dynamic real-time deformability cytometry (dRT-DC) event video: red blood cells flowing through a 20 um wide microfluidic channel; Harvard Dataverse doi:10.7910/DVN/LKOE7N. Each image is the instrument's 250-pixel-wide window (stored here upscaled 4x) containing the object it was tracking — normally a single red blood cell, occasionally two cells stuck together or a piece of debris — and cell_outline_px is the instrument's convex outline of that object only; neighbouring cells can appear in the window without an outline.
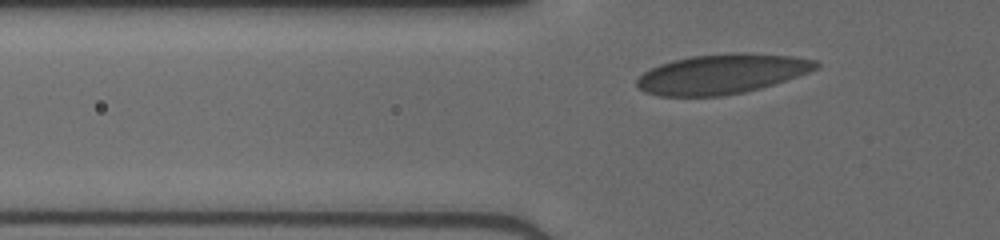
{"species": "human", "species_latin": "Homo sapiens", "temperature_condition": "cold", "stored_images_in_passage": 31, "camera_frame_rate_fps": 3000, "um_per_image_px": 0.085, "donor": {"sex": "male"}, "frame": {"image": 1, "passage_image": 6, "time_ms": 1.667, "image_size_px": [1000, 240], "cell_outline_px": [[820, 64], [816, 68], [808, 72], [760, 88], [744, 92], [720, 96], [660, 96], [644, 92], [636, 84], [636, 80], [644, 72], [660, 64], [672, 60], [692, 56], [732, 52], [744, 52], [792, 56], [816, 60]], "centroid_in_image_um": [61.33, 6.28], "position_along_channel_um": 64.5, "area_um2": 41.27}}
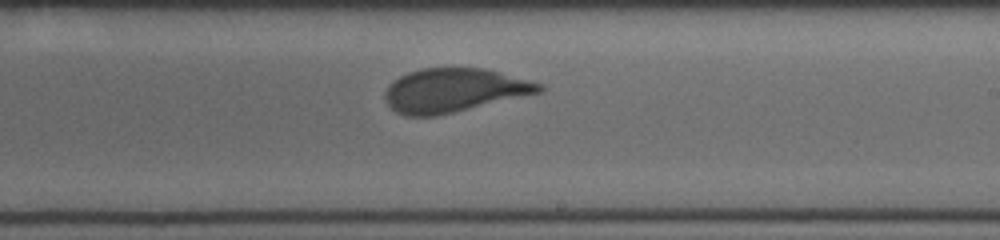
{"frame": {"image": 2, "passage_image": 20, "time_ms": 6.333, "image_size_px": [1000, 240], "cell_outline_px": [[544, 88], [540, 92], [436, 116], [408, 116], [396, 112], [384, 100], [384, 92], [388, 84], [400, 76], [408, 72], [420, 68], [484, 68], [544, 84]], "centroid_in_image_um": [38.54, 7.67], "position_along_channel_um": 250.5, "area_um2": 39.07}}
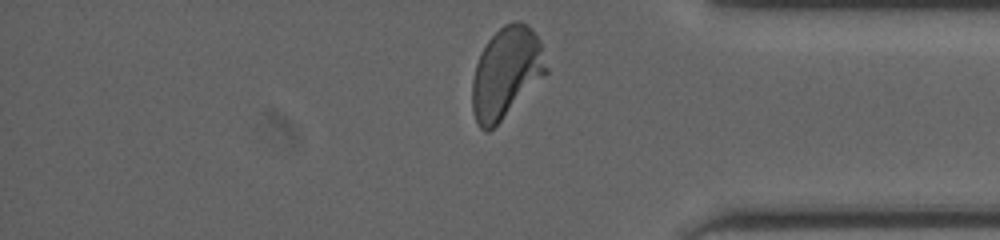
{"frame": {"image": 3, "passage_image": 31, "time_ms": 10.0, "image_size_px": [1000, 240], "cell_outline_px": [[548, 72], [488, 132], [484, 132], [476, 124], [472, 108], [472, 80], [476, 64], [488, 40], [504, 24], [512, 20], [520, 20], [528, 24], [536, 36], [540, 44], [548, 68]], "centroid_in_image_um": [43.01, 6.16], "position_along_channel_um": 392.2, "area_um2": 38.67}}